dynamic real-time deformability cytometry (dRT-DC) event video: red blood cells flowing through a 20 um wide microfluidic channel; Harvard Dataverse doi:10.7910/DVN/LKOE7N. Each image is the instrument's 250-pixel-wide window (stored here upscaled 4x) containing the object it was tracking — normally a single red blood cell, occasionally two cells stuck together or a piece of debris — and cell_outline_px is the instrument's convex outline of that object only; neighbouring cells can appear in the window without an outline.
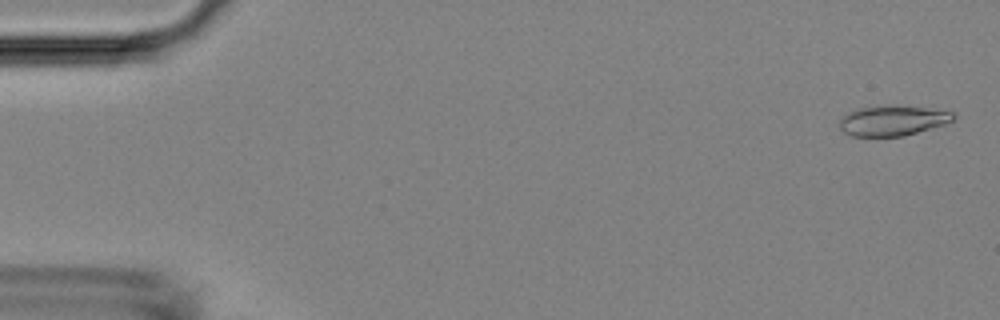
{"species": "Egyptian fruit bat (a non-hibernating species)", "species_latin": "Rousettus aegyptiacus", "temperature_condition": "room temperature", "stored_images_in_passage": 53, "camera_frame_rate_fps": 3000, "um_per_image_px": 0.085, "animal": {"sex": "female"}, "frame": {"image": 1, "passage_image": 2, "time_ms": 0.333, "image_size_px": [1000, 320], "cell_outline_px": [[956, 116], [952, 120], [944, 124], [904, 136], [852, 136], [844, 132], [840, 128], [840, 120], [848, 112], [856, 108], [884, 104], [896, 104], [956, 112]], "centroid_in_image_um": [75.87, 10.22], "position_along_channel_um": 9.1, "area_um2": 20.29}}
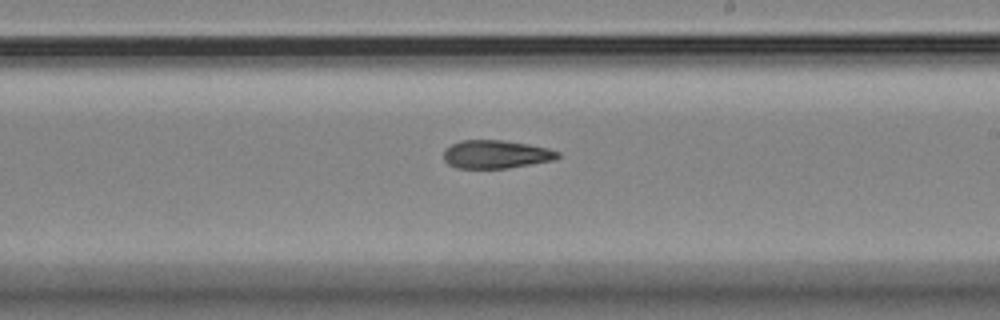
{"frame": {"image": 2, "passage_image": 31, "time_ms": 10.0, "image_size_px": [1000, 320], "cell_outline_px": [[560, 156], [556, 160], [508, 168], [456, 168], [448, 164], [444, 160], [444, 148], [460, 140], [504, 140], [528, 144], [548, 148], [560, 152]], "centroid_in_image_um": [42.16, 13.11], "position_along_channel_um": 246.8, "area_um2": 18.96}}
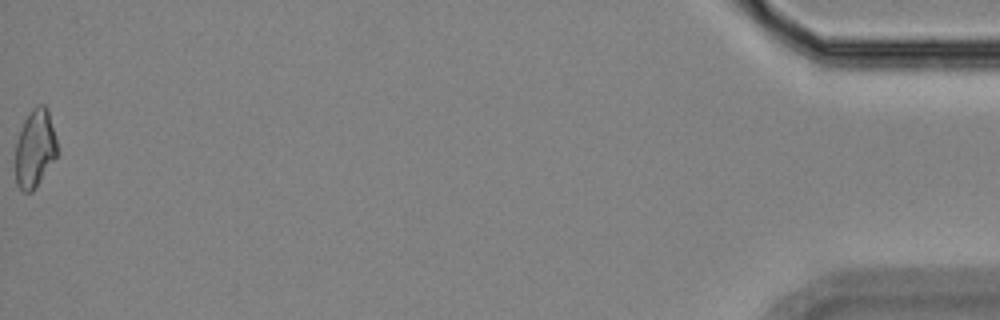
{"frame": {"image": 3, "passage_image": 53, "time_ms": 17.333, "image_size_px": [1000, 320], "cell_outline_px": [[56, 156], [36, 188], [32, 192], [20, 192], [16, 184], [16, 144], [24, 120], [32, 108], [36, 104], [44, 104], [48, 108], [56, 140]], "centroid_in_image_um": [2.96, 12.63], "position_along_channel_um": 432.2, "area_um2": 18.9}, "authors_computed_cell_mechanics": {"area_um2": 19.5364, "velocity_mm_per_s": 3.8263, "shape_relaxation_time_tau1_ms": null, "shape_relaxation_time_tau2_ms": 5.881, "deformation_change_tau1": null, "deformation_change_tau2": 0.1526}}